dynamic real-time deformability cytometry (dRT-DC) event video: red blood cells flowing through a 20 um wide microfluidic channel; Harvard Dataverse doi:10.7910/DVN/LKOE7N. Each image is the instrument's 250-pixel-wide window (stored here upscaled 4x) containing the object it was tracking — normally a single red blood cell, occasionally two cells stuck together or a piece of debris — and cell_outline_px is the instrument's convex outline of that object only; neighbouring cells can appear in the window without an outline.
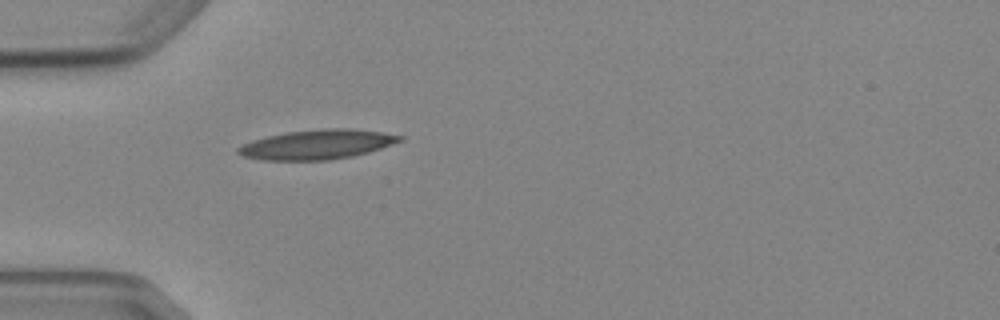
{"species": "Egyptian fruit bat (a non-hibernating species)", "species_latin": "Rousettus aegyptiacus", "temperature_condition": "cold", "stored_images_in_passage": 1, "camera_frame_rate_fps": 3000, "um_per_image_px": 0.085, "animal": {"sex": "female"}, "frame": {"image": 1, "passage_image": 1, "time_ms": 0.0, "image_size_px": [1000, 320], "cell_outline_px": [[404, 140], [368, 152], [352, 156], [328, 160], [264, 160], [244, 156], [236, 152], [236, 148], [252, 140], [268, 136], [288, 132], [324, 128], [352, 128], [384, 132], [404, 136]], "centroid_in_image_um": [26.99, 12.27], "position_along_channel_um": 58.0, "area_um2": 27.8}}